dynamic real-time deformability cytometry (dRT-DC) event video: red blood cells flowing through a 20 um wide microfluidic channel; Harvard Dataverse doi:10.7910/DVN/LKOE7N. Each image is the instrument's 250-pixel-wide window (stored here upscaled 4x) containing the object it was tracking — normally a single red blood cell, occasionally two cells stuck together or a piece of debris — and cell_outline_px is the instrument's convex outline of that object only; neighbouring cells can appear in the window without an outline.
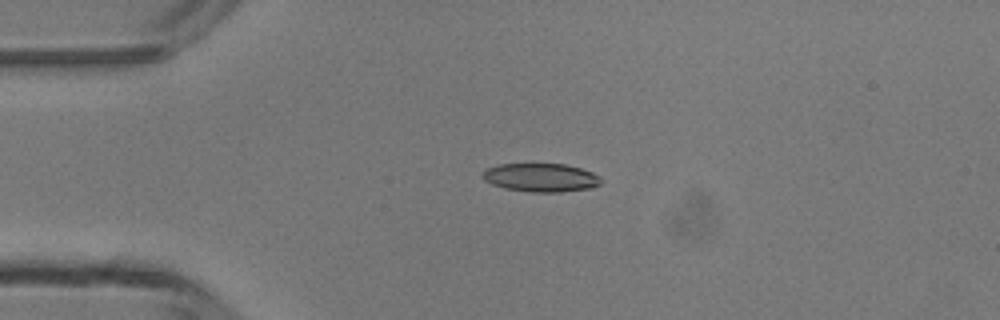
{"species": "common noctule bat (a hibernating species)", "species_latin": "Nyctalus noctula", "temperature_condition": "room temperature", "stored_images_in_passage": 5, "camera_frame_rate_fps": 3000, "um_per_image_px": 0.085, "animal": {"sex": "male", "body_mass_g": 13.3}, "frame": {"image": 1, "passage_image": 3, "time_ms": 3.0, "image_size_px": [1000, 320], "cell_outline_px": [[604, 180], [600, 184], [588, 188], [560, 192], [532, 192], [504, 188], [492, 184], [484, 180], [480, 176], [488, 168], [500, 164], [564, 164], [580, 168], [592, 172], [600, 176]], "centroid_in_image_um": [45.98, 15.09], "position_along_channel_um": 39.0, "area_um2": 19.59}}
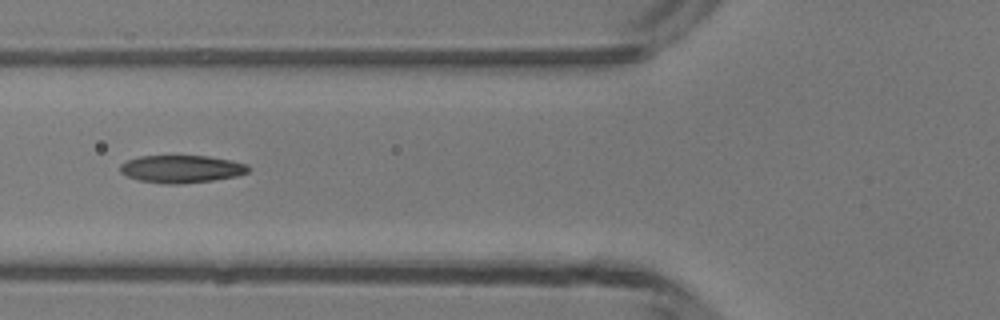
{"frame": {"image": 2, "passage_image": 5, "time_ms": 5.333, "image_size_px": [1000, 320], "cell_outline_px": [[248, 172], [236, 176], [212, 180], [180, 184], [168, 184], [140, 180], [128, 176], [120, 172], [120, 164], [128, 160], [140, 156], [208, 156], [248, 164]], "centroid_in_image_um": [15.41, 14.36], "position_along_channel_um": 110.4, "area_um2": 20.35}}